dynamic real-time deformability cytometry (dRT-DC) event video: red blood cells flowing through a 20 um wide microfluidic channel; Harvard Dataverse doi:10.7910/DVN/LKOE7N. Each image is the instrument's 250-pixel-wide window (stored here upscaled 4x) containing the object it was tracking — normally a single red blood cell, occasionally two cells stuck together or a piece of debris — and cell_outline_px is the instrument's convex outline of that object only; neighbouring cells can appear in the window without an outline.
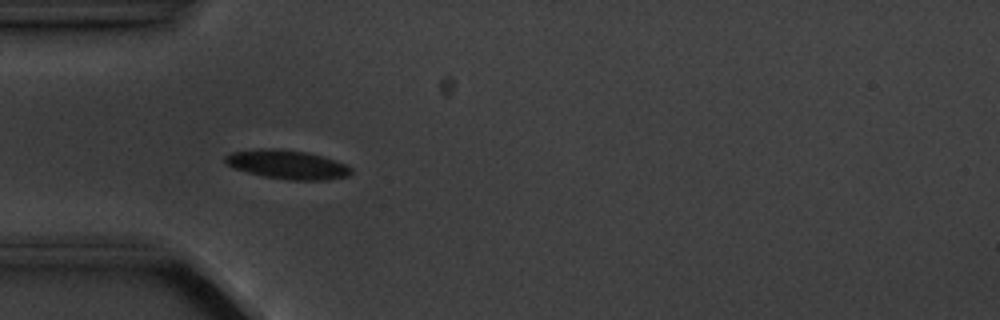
{"species": "common noctule bat (a hibernating species)", "species_latin": "Nyctalus noctula", "temperature_condition": "cold", "stored_images_in_passage": 6, "camera_frame_rate_fps": 3000, "um_per_image_px": 0.085, "animal": {"sex": "male", "body_mass_g": 20.1, "forearm_length_mm": 53.5}, "frame": {"image": 1, "passage_image": 5, "time_ms": 4.667, "image_size_px": [1000, 320], "cell_outline_px": [[352, 172], [348, 176], [324, 180], [288, 180], [264, 176], [232, 168], [224, 160], [224, 156], [232, 152], [260, 148], [276, 148], [308, 152], [336, 160], [352, 168]], "centroid_in_image_um": [24.41, 13.98], "position_along_channel_um": 60.6, "area_um2": 21.27}}